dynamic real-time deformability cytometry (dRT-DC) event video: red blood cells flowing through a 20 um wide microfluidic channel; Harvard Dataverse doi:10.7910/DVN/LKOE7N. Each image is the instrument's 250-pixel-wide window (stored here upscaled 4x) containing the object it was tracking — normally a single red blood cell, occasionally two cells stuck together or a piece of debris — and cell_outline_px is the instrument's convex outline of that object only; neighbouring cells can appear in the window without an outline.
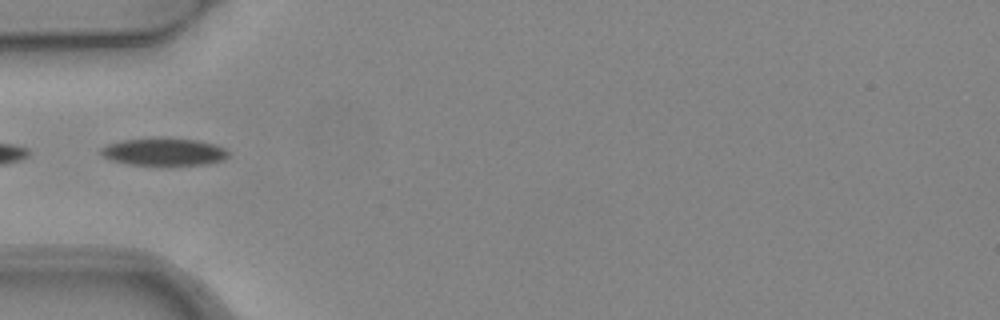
{"species": "common noctule bat (a hibernating species)", "species_latin": "Nyctalus noctula", "temperature_condition": "warm", "stored_images_in_passage": 2, "camera_frame_rate_fps": 3000, "um_per_image_px": 0.085, "animal": {"sex": "female", "body_mass_g": 24.6, "forearm_length_mm": 56.2}, "frame": {"image": 1, "passage_image": 2, "time_ms": 0.333, "image_size_px": [1000, 320], "cell_outline_px": [[228, 156], [224, 160], [208, 164], [172, 168], [168, 168], [128, 164], [112, 160], [104, 156], [100, 152], [100, 148], [108, 144], [124, 140], [160, 136], [196, 140], [216, 144], [224, 148], [228, 152]], "centroid_in_image_um": [13.97, 12.94], "position_along_channel_um": 71.0, "area_um2": 21.68}}